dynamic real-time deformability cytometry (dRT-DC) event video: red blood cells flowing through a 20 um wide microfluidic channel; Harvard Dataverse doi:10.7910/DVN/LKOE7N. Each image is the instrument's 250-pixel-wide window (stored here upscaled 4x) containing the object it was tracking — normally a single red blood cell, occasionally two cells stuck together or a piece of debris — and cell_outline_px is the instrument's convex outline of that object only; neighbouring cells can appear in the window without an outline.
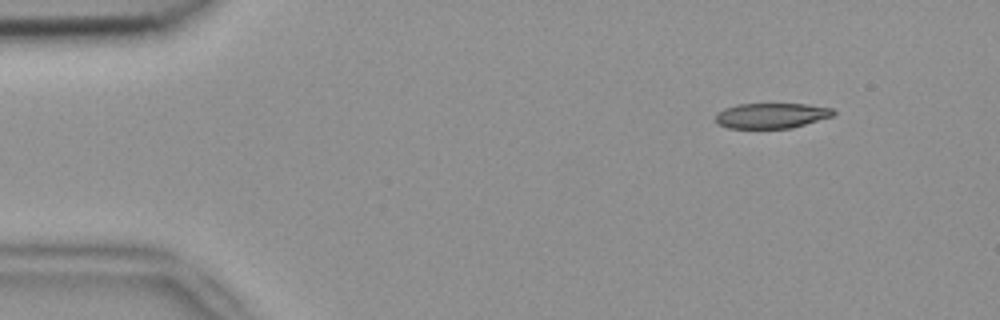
{"species": "common noctule bat (a hibernating species)", "species_latin": "Nyctalus noctula", "temperature_condition": "room temperature", "stored_images_in_passage": 6, "camera_frame_rate_fps": 3000, "um_per_image_px": 0.085, "animal": {"sex": "female", "body_mass_g": 18.4}, "frame": {"image": 1, "passage_image": 2, "time_ms": 0.333, "image_size_px": [1000, 320], "cell_outline_px": [[836, 112], [832, 116], [792, 128], [728, 128], [716, 124], [716, 112], [724, 108], [736, 104], [808, 104], [832, 108]], "centroid_in_image_um": [65.54, 9.82], "position_along_channel_um": 19.5, "area_um2": 17.46}}